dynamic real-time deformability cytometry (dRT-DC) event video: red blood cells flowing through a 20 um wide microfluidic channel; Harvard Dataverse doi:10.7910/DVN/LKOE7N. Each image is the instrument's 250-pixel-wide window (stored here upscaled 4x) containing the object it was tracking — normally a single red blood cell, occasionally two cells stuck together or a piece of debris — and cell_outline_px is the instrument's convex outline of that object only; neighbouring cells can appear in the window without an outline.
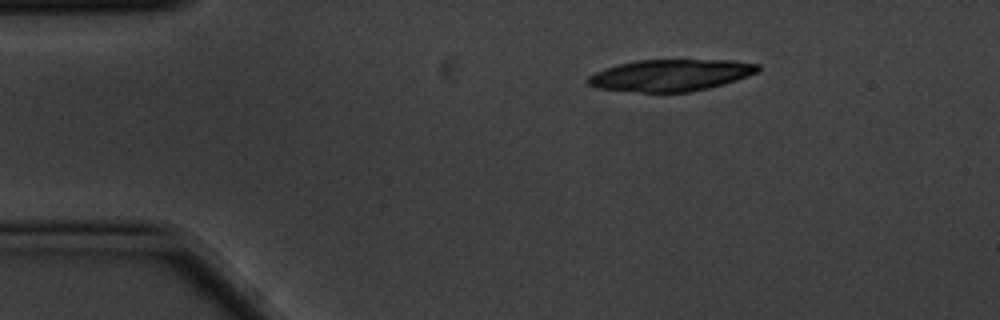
{"species": "common noctule bat (a hibernating species)", "species_latin": "Nyctalus noctula", "temperature_condition": "cold", "stored_images_in_passage": 3, "camera_frame_rate_fps": 3000, "um_per_image_px": 0.085, "animal": {"sex": "male", "body_mass_g": 20.1, "forearm_length_mm": 53.5}, "frame": {"image": 1, "passage_image": 1, "time_ms": 0.0, "image_size_px": [1000, 320], "cell_outline_px": [[760, 68], [756, 72], [748, 76], [724, 84], [708, 88], [688, 92], [640, 92], [596, 88], [588, 84], [584, 80], [588, 76], [596, 72], [620, 64], [636, 60], [732, 60], [760, 64]], "centroid_in_image_um": [57.01, 6.39], "position_along_channel_um": 28.0, "area_um2": 31.33}}